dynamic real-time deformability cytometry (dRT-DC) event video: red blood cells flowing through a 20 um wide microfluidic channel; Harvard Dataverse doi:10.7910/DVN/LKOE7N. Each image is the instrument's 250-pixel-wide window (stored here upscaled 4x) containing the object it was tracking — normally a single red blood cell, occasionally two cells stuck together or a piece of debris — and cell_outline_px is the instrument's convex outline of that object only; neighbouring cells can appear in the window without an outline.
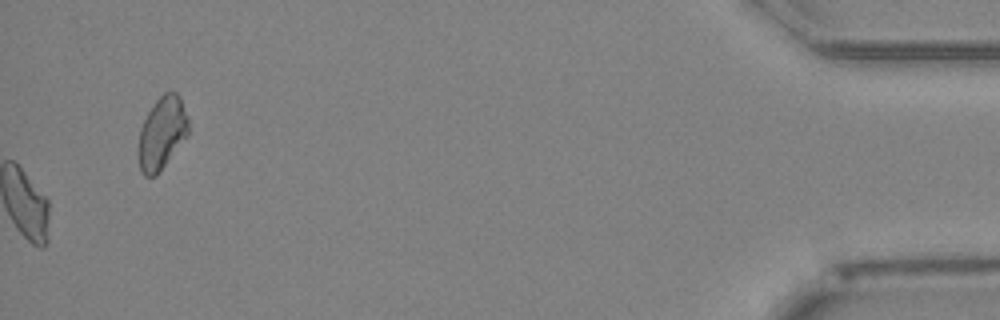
{"species": "Egyptian fruit bat (a non-hibernating species)", "species_latin": "Rousettus aegyptiacus", "temperature_condition": "cold", "stored_images_in_passage": 52, "camera_frame_rate_fps": 3000, "um_per_image_px": 0.085, "animal": {"sex": "female"}, "frame": {"image": 1, "passage_image": 52, "time_ms": 17.0, "image_size_px": [1000, 320], "cell_outline_px": [[188, 136], [156, 176], [144, 176], [140, 172], [136, 152], [140, 128], [148, 112], [156, 100], [164, 92], [176, 92], [180, 96], [188, 116]], "centroid_in_image_um": [13.74, 11.34], "position_along_channel_um": 421.5, "area_um2": 21.56}, "authors_computed_cell_mechanics": {"area_um2": 20.5768, "velocity_mm_per_s": 3.9588, "shape_relaxation_time_tau1_ms": null, "shape_relaxation_time_tau2_ms": 6.3085, "deformation_change_tau1": null, "deformation_change_tau2": 0.1353}}